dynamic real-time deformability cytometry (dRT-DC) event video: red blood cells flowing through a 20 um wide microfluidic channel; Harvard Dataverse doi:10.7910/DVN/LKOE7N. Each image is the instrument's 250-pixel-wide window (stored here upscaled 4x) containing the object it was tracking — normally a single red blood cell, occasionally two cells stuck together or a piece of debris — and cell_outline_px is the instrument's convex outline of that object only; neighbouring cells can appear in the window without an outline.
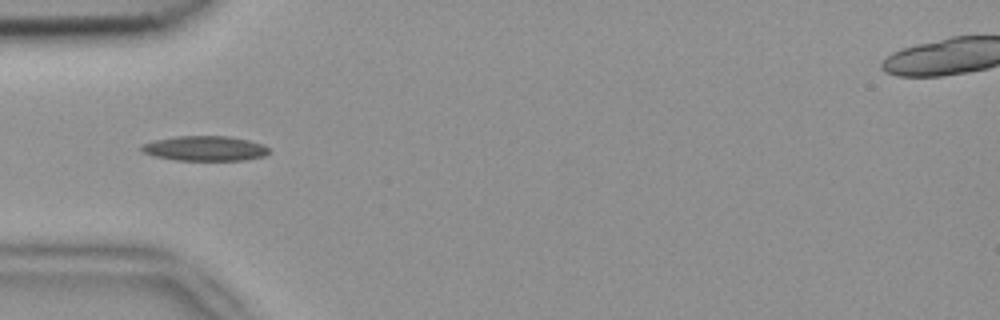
{"species": "common noctule bat (a hibernating species)", "species_latin": "Nyctalus noctula", "temperature_condition": "room temperature", "stored_images_in_passage": 6, "camera_frame_rate_fps": 3000, "um_per_image_px": 0.085, "animal": {"sex": "female", "body_mass_g": 18.4}, "frame": {"image": 1, "passage_image": 4, "time_ms": 1.0, "image_size_px": [1000, 320], "cell_outline_px": [[268, 152], [264, 156], [244, 160], [176, 160], [152, 156], [144, 152], [140, 148], [140, 144], [152, 140], [176, 136], [228, 136], [248, 140], [260, 144], [268, 148]], "centroid_in_image_um": [17.34, 12.61], "position_along_channel_um": 67.7, "area_um2": 18.5}}